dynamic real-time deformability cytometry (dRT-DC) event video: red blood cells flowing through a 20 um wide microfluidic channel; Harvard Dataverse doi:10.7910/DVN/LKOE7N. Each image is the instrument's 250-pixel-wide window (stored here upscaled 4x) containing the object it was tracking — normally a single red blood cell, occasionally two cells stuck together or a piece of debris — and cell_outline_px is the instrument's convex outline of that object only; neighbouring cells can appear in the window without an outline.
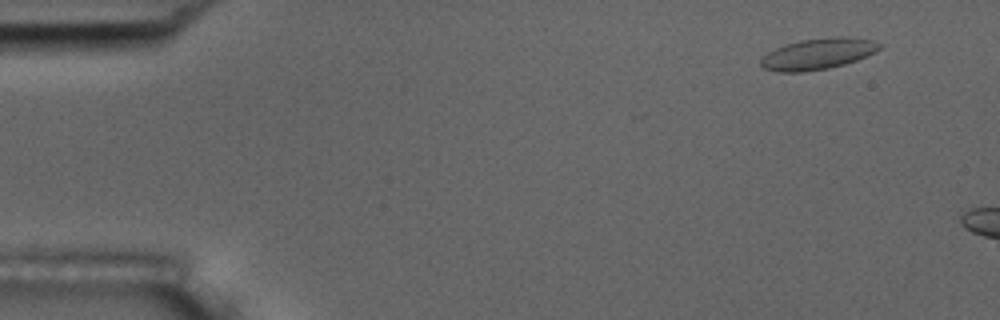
{"species": "common noctule bat (a hibernating species)", "species_latin": "Nyctalus noctula", "temperature_condition": "room temperature", "stored_images_in_passage": 5, "camera_frame_rate_fps": 3000, "um_per_image_px": 0.085, "animal": {"sex": "male", "body_mass_g": 17.5, "forearm_length_mm": 52.3}, "frame": {"image": 1, "passage_image": 5, "time_ms": 4.667, "image_size_px": [1000, 320], "cell_outline_px": [[884, 44], [876, 52], [856, 60], [844, 64], [828, 68], [804, 72], [776, 72], [764, 68], [760, 64], [760, 60], [768, 52], [784, 44], [800, 40], [836, 36], [848, 36], [872, 40]], "centroid_in_image_um": [69.54, 4.57], "position_along_channel_um": 15.5, "area_um2": 21.68}}